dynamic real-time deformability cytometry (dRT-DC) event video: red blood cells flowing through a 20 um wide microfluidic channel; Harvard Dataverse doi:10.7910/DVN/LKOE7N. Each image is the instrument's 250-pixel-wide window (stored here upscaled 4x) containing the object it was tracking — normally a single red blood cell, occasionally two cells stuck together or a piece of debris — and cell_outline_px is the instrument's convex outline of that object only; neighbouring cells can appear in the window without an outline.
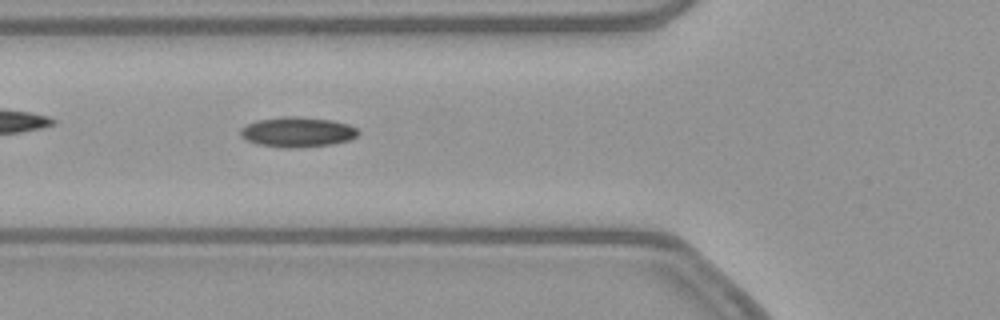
{"species": "common noctule bat (a hibernating species)", "species_latin": "Nyctalus noctula", "temperature_condition": "warm", "stored_images_in_passage": 13, "camera_frame_rate_fps": 3000, "um_per_image_px": 0.085, "animal": {"sex": "female", "body_mass_g": 21.9}, "frame": {"image": 1, "passage_image": 11, "time_ms": 3.333, "image_size_px": [1000, 320], "cell_outline_px": [[360, 132], [352, 140], [332, 144], [288, 148], [284, 148], [256, 144], [240, 136], [240, 128], [256, 120], [284, 116], [296, 116], [332, 120], [348, 124], [356, 128]], "centroid_in_image_um": [25.28, 11.22], "position_along_channel_um": 100.5, "area_um2": 20.69}}